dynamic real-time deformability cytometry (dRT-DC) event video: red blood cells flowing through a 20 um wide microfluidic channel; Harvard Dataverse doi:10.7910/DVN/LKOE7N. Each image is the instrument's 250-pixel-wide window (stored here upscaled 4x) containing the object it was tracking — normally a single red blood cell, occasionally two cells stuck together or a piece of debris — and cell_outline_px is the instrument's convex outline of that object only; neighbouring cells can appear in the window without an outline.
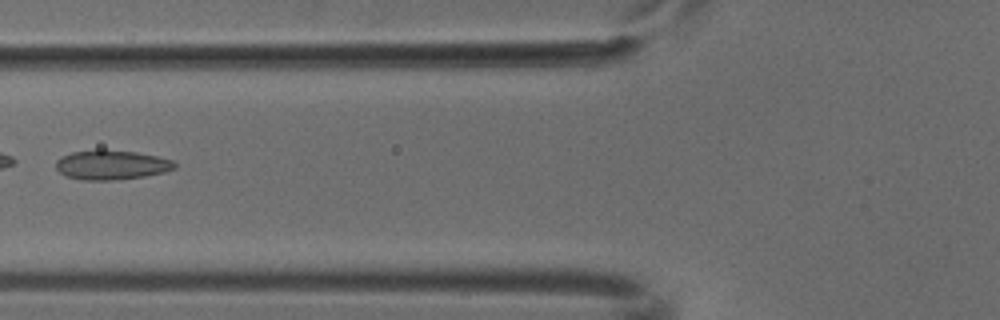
{"species": "common noctule bat (a hibernating species)", "species_latin": "Nyctalus noctula", "temperature_condition": "cold", "stored_images_in_passage": 7, "camera_frame_rate_fps": 3000, "um_per_image_px": 0.085, "animal": {"sex": "male", "body_mass_g": 18.8}, "frame": {"image": 1, "passage_image": 6, "time_ms": 1.667, "image_size_px": [1000, 320], "cell_outline_px": [[176, 168], [164, 172], [144, 176], [112, 180], [84, 180], [68, 176], [60, 172], [56, 168], [56, 160], [72, 152], [100, 148], [136, 152], [156, 156], [172, 160], [176, 164]], "centroid_in_image_um": [9.48, 14.0], "position_along_channel_um": 116.3, "area_um2": 20.4}}
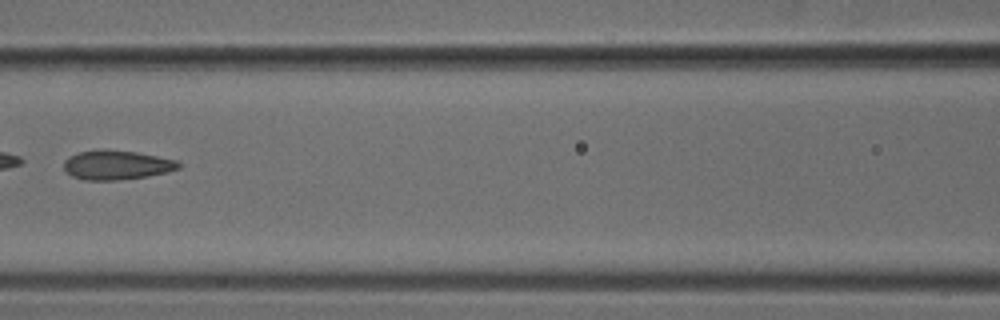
{"frame": {"image": 2, "passage_image": 7, "time_ms": 2.0, "image_size_px": [1000, 320], "cell_outline_px": [[180, 168], [168, 172], [148, 176], [116, 180], [84, 180], [72, 176], [64, 168], [64, 160], [68, 156], [80, 152], [136, 152], [176, 160], [180, 164]], "centroid_in_image_um": [9.94, 14.07], "position_along_channel_um": 156.7, "area_um2": 18.84}}